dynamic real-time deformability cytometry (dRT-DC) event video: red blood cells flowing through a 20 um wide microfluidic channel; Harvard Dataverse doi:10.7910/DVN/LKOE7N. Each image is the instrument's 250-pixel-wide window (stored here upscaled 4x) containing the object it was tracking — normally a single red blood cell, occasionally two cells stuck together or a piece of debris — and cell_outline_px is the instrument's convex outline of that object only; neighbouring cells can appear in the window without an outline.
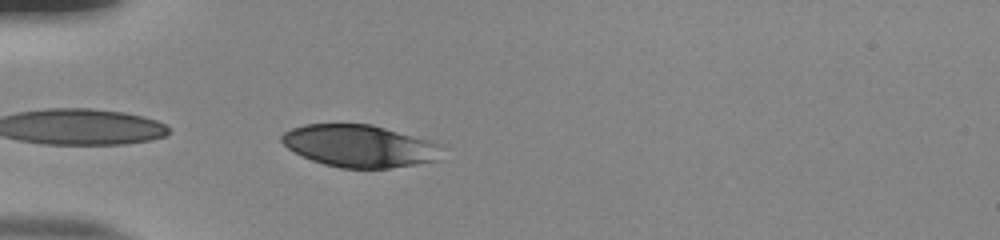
{"species": "human", "species_latin": "Homo sapiens", "temperature_condition": "room temperature", "stored_images_in_passage": 9, "camera_frame_rate_fps": 3000, "um_per_image_px": 0.085, "donor": {"sex": "male"}, "frame": {"image": 1, "passage_image": 1, "time_ms": 0.0, "image_size_px": [1000, 240], "cell_outline_px": [[448, 144], [440, 160], [416, 164], [388, 168], [340, 168], [324, 164], [312, 160], [288, 148], [280, 140], [280, 136], [284, 132], [292, 128], [304, 124], [372, 124]], "centroid_in_image_um": [30.69, 12.4], "position_along_channel_um": 54.3, "area_um2": 40.17}}
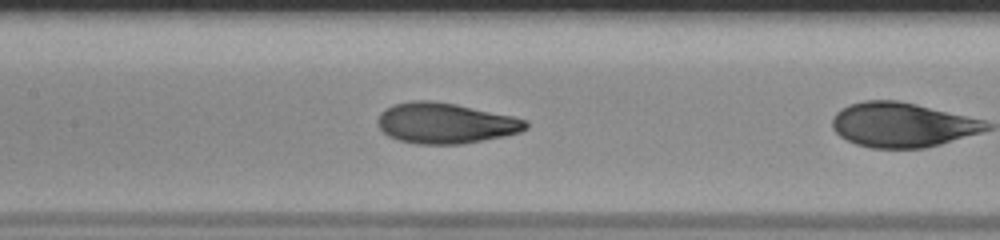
{"frame": {"image": 2, "passage_image": 8, "time_ms": 2.333, "image_size_px": [1000, 240], "cell_outline_px": [[528, 128], [520, 132], [504, 136], [460, 144], [416, 144], [396, 140], [388, 136], [376, 124], [376, 120], [380, 112], [392, 104], [412, 100], [432, 100], [456, 104], [512, 116], [528, 120]], "centroid_in_image_um": [37.82, 10.46], "position_along_channel_um": 169.6, "area_um2": 35.32}}